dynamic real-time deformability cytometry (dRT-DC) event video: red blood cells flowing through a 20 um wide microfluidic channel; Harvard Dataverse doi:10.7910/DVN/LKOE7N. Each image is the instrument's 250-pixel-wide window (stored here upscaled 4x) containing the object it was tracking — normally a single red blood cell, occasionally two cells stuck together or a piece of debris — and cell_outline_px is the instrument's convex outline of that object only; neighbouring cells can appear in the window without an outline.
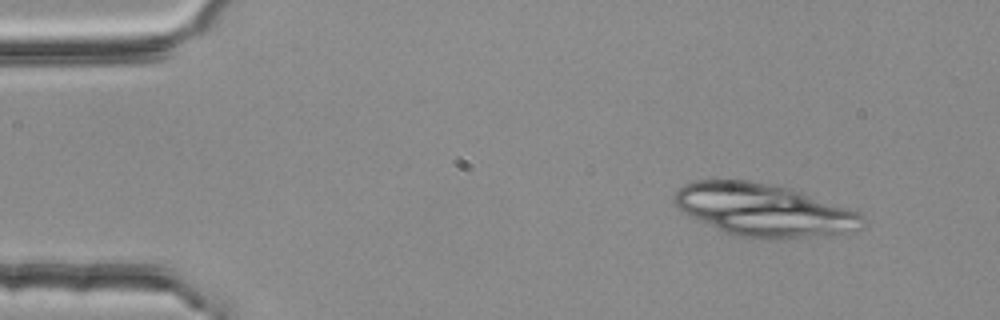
{"species": "common noctule bat (a hibernating species)", "species_latin": "Nyctalus noctula", "temperature_condition": "room temperature", "stored_images_in_passage": 4, "camera_frame_rate_fps": 3000, "um_per_image_px": 0.085, "animal": {"sex": "female", "body_mass_g": 25.1}, "frame": {"image": 1, "passage_image": 2, "time_ms": 0.333, "image_size_px": [1000, 320], "cell_outline_px": [[864, 220], [860, 228], [840, 232], [768, 240], [740, 236], [724, 232], [684, 212], [672, 204], [672, 196], [684, 184], [696, 180], [748, 180], [788, 188], [860, 212], [864, 216]], "centroid_in_image_um": [64.84, 17.83], "position_along_channel_um": 20.2, "area_um2": 56.59}}